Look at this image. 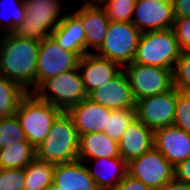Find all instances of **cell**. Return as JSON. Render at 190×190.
I'll use <instances>...</instances> for the list:
<instances>
[{
	"label": "cell",
	"mask_w": 190,
	"mask_h": 190,
	"mask_svg": "<svg viewBox=\"0 0 190 190\" xmlns=\"http://www.w3.org/2000/svg\"><path fill=\"white\" fill-rule=\"evenodd\" d=\"M40 42L5 33L0 41V76L26 92L37 89V60Z\"/></svg>",
	"instance_id": "6da1fadb"
},
{
	"label": "cell",
	"mask_w": 190,
	"mask_h": 190,
	"mask_svg": "<svg viewBox=\"0 0 190 190\" xmlns=\"http://www.w3.org/2000/svg\"><path fill=\"white\" fill-rule=\"evenodd\" d=\"M80 136L67 112L53 122L46 138L36 148V158L49 163L78 160Z\"/></svg>",
	"instance_id": "7a4b0ae2"
},
{
	"label": "cell",
	"mask_w": 190,
	"mask_h": 190,
	"mask_svg": "<svg viewBox=\"0 0 190 190\" xmlns=\"http://www.w3.org/2000/svg\"><path fill=\"white\" fill-rule=\"evenodd\" d=\"M61 113L60 109L40 99L34 92H27L20 100L15 115L26 139L37 148Z\"/></svg>",
	"instance_id": "3957f363"
},
{
	"label": "cell",
	"mask_w": 190,
	"mask_h": 190,
	"mask_svg": "<svg viewBox=\"0 0 190 190\" xmlns=\"http://www.w3.org/2000/svg\"><path fill=\"white\" fill-rule=\"evenodd\" d=\"M26 16L21 25L12 33L19 38L37 42L49 37L53 30L62 22L59 17L60 0H23ZM56 20V21H55Z\"/></svg>",
	"instance_id": "277c9868"
},
{
	"label": "cell",
	"mask_w": 190,
	"mask_h": 190,
	"mask_svg": "<svg viewBox=\"0 0 190 190\" xmlns=\"http://www.w3.org/2000/svg\"><path fill=\"white\" fill-rule=\"evenodd\" d=\"M180 53L181 50L172 28L156 30L141 33L133 62L174 69Z\"/></svg>",
	"instance_id": "5b68a950"
},
{
	"label": "cell",
	"mask_w": 190,
	"mask_h": 190,
	"mask_svg": "<svg viewBox=\"0 0 190 190\" xmlns=\"http://www.w3.org/2000/svg\"><path fill=\"white\" fill-rule=\"evenodd\" d=\"M79 68H74L45 80L34 93L42 100L67 112L73 106L88 98ZM51 95H50V94Z\"/></svg>",
	"instance_id": "8992f818"
},
{
	"label": "cell",
	"mask_w": 190,
	"mask_h": 190,
	"mask_svg": "<svg viewBox=\"0 0 190 190\" xmlns=\"http://www.w3.org/2000/svg\"><path fill=\"white\" fill-rule=\"evenodd\" d=\"M141 32L131 22L110 21L97 55L124 67L133 62Z\"/></svg>",
	"instance_id": "52a82bcc"
},
{
	"label": "cell",
	"mask_w": 190,
	"mask_h": 190,
	"mask_svg": "<svg viewBox=\"0 0 190 190\" xmlns=\"http://www.w3.org/2000/svg\"><path fill=\"white\" fill-rule=\"evenodd\" d=\"M124 68L135 101L164 93L174 87L173 69L134 62L125 65Z\"/></svg>",
	"instance_id": "ba28073f"
},
{
	"label": "cell",
	"mask_w": 190,
	"mask_h": 190,
	"mask_svg": "<svg viewBox=\"0 0 190 190\" xmlns=\"http://www.w3.org/2000/svg\"><path fill=\"white\" fill-rule=\"evenodd\" d=\"M127 165L128 174L152 190H160L174 178V167L154 146Z\"/></svg>",
	"instance_id": "9c48e42d"
},
{
	"label": "cell",
	"mask_w": 190,
	"mask_h": 190,
	"mask_svg": "<svg viewBox=\"0 0 190 190\" xmlns=\"http://www.w3.org/2000/svg\"><path fill=\"white\" fill-rule=\"evenodd\" d=\"M177 89H172L136 101V117L153 131L173 125L176 112Z\"/></svg>",
	"instance_id": "30bf717a"
},
{
	"label": "cell",
	"mask_w": 190,
	"mask_h": 190,
	"mask_svg": "<svg viewBox=\"0 0 190 190\" xmlns=\"http://www.w3.org/2000/svg\"><path fill=\"white\" fill-rule=\"evenodd\" d=\"M80 57L64 50L51 37L40 42L37 60V88L48 78L78 67Z\"/></svg>",
	"instance_id": "8fae6325"
},
{
	"label": "cell",
	"mask_w": 190,
	"mask_h": 190,
	"mask_svg": "<svg viewBox=\"0 0 190 190\" xmlns=\"http://www.w3.org/2000/svg\"><path fill=\"white\" fill-rule=\"evenodd\" d=\"M133 15L131 23L141 33L173 28L175 20L171 0H136Z\"/></svg>",
	"instance_id": "7c38bea8"
},
{
	"label": "cell",
	"mask_w": 190,
	"mask_h": 190,
	"mask_svg": "<svg viewBox=\"0 0 190 190\" xmlns=\"http://www.w3.org/2000/svg\"><path fill=\"white\" fill-rule=\"evenodd\" d=\"M78 68L83 71L80 75L87 93L101 88L102 85L113 80L124 70L117 62L91 52L80 58Z\"/></svg>",
	"instance_id": "4fadbf2b"
},
{
	"label": "cell",
	"mask_w": 190,
	"mask_h": 190,
	"mask_svg": "<svg viewBox=\"0 0 190 190\" xmlns=\"http://www.w3.org/2000/svg\"><path fill=\"white\" fill-rule=\"evenodd\" d=\"M154 147L175 167L190 157V134L170 125L154 131Z\"/></svg>",
	"instance_id": "5bb4252c"
},
{
	"label": "cell",
	"mask_w": 190,
	"mask_h": 190,
	"mask_svg": "<svg viewBox=\"0 0 190 190\" xmlns=\"http://www.w3.org/2000/svg\"><path fill=\"white\" fill-rule=\"evenodd\" d=\"M88 99L110 109L136 107V101L124 70L101 88L90 91Z\"/></svg>",
	"instance_id": "9a60e30c"
},
{
	"label": "cell",
	"mask_w": 190,
	"mask_h": 190,
	"mask_svg": "<svg viewBox=\"0 0 190 190\" xmlns=\"http://www.w3.org/2000/svg\"><path fill=\"white\" fill-rule=\"evenodd\" d=\"M112 109L86 98L67 111L79 136L89 133L104 132Z\"/></svg>",
	"instance_id": "2e32d148"
},
{
	"label": "cell",
	"mask_w": 190,
	"mask_h": 190,
	"mask_svg": "<svg viewBox=\"0 0 190 190\" xmlns=\"http://www.w3.org/2000/svg\"><path fill=\"white\" fill-rule=\"evenodd\" d=\"M118 145L121 158L129 163L154 146V131L136 118L125 130Z\"/></svg>",
	"instance_id": "e0dca14e"
},
{
	"label": "cell",
	"mask_w": 190,
	"mask_h": 190,
	"mask_svg": "<svg viewBox=\"0 0 190 190\" xmlns=\"http://www.w3.org/2000/svg\"><path fill=\"white\" fill-rule=\"evenodd\" d=\"M53 184L60 190H99L90 176L88 165L80 160L56 164Z\"/></svg>",
	"instance_id": "ac0fdd59"
},
{
	"label": "cell",
	"mask_w": 190,
	"mask_h": 190,
	"mask_svg": "<svg viewBox=\"0 0 190 190\" xmlns=\"http://www.w3.org/2000/svg\"><path fill=\"white\" fill-rule=\"evenodd\" d=\"M82 21L85 30V53L89 47L99 49L104 41L109 26V19L100 5H84L74 12Z\"/></svg>",
	"instance_id": "d6986e66"
},
{
	"label": "cell",
	"mask_w": 190,
	"mask_h": 190,
	"mask_svg": "<svg viewBox=\"0 0 190 190\" xmlns=\"http://www.w3.org/2000/svg\"><path fill=\"white\" fill-rule=\"evenodd\" d=\"M64 50L76 53L80 58L85 53V30L81 19L75 14H66L50 35Z\"/></svg>",
	"instance_id": "ffe728a7"
},
{
	"label": "cell",
	"mask_w": 190,
	"mask_h": 190,
	"mask_svg": "<svg viewBox=\"0 0 190 190\" xmlns=\"http://www.w3.org/2000/svg\"><path fill=\"white\" fill-rule=\"evenodd\" d=\"M121 157L118 142L104 132L80 135L78 160L90 163L88 160L97 158Z\"/></svg>",
	"instance_id": "44dd1931"
},
{
	"label": "cell",
	"mask_w": 190,
	"mask_h": 190,
	"mask_svg": "<svg viewBox=\"0 0 190 190\" xmlns=\"http://www.w3.org/2000/svg\"><path fill=\"white\" fill-rule=\"evenodd\" d=\"M94 160L96 161V163L98 162L97 164L100 163L104 165L103 167L105 168L109 165V167H111L109 168V170L111 169L114 173V175L111 173L113 176L109 175L108 177V175H104V173L101 174L100 171L98 172V165L95 166V170H91L90 167L88 168L90 176L95 180L96 186L99 190H114L128 173V165L121 157H101Z\"/></svg>",
	"instance_id": "7402d4cb"
},
{
	"label": "cell",
	"mask_w": 190,
	"mask_h": 190,
	"mask_svg": "<svg viewBox=\"0 0 190 190\" xmlns=\"http://www.w3.org/2000/svg\"><path fill=\"white\" fill-rule=\"evenodd\" d=\"M35 158L36 148L26 139L0 150V168H25Z\"/></svg>",
	"instance_id": "603a6c76"
},
{
	"label": "cell",
	"mask_w": 190,
	"mask_h": 190,
	"mask_svg": "<svg viewBox=\"0 0 190 190\" xmlns=\"http://www.w3.org/2000/svg\"><path fill=\"white\" fill-rule=\"evenodd\" d=\"M55 163L35 158L24 168V190H48L53 184Z\"/></svg>",
	"instance_id": "cb8c5ba5"
},
{
	"label": "cell",
	"mask_w": 190,
	"mask_h": 190,
	"mask_svg": "<svg viewBox=\"0 0 190 190\" xmlns=\"http://www.w3.org/2000/svg\"><path fill=\"white\" fill-rule=\"evenodd\" d=\"M26 93L18 84L0 76V118L15 115Z\"/></svg>",
	"instance_id": "d4e9b609"
},
{
	"label": "cell",
	"mask_w": 190,
	"mask_h": 190,
	"mask_svg": "<svg viewBox=\"0 0 190 190\" xmlns=\"http://www.w3.org/2000/svg\"><path fill=\"white\" fill-rule=\"evenodd\" d=\"M135 108L112 109L108 118L107 129H104L110 138L119 142L127 127L136 119Z\"/></svg>",
	"instance_id": "484cf974"
},
{
	"label": "cell",
	"mask_w": 190,
	"mask_h": 190,
	"mask_svg": "<svg viewBox=\"0 0 190 190\" xmlns=\"http://www.w3.org/2000/svg\"><path fill=\"white\" fill-rule=\"evenodd\" d=\"M25 140L24 130L16 115L0 118V150Z\"/></svg>",
	"instance_id": "4316f807"
},
{
	"label": "cell",
	"mask_w": 190,
	"mask_h": 190,
	"mask_svg": "<svg viewBox=\"0 0 190 190\" xmlns=\"http://www.w3.org/2000/svg\"><path fill=\"white\" fill-rule=\"evenodd\" d=\"M136 0H105L100 6L109 21L131 22Z\"/></svg>",
	"instance_id": "83f0119b"
},
{
	"label": "cell",
	"mask_w": 190,
	"mask_h": 190,
	"mask_svg": "<svg viewBox=\"0 0 190 190\" xmlns=\"http://www.w3.org/2000/svg\"><path fill=\"white\" fill-rule=\"evenodd\" d=\"M174 87L190 93V51H181L173 69Z\"/></svg>",
	"instance_id": "f1b7e54d"
},
{
	"label": "cell",
	"mask_w": 190,
	"mask_h": 190,
	"mask_svg": "<svg viewBox=\"0 0 190 190\" xmlns=\"http://www.w3.org/2000/svg\"><path fill=\"white\" fill-rule=\"evenodd\" d=\"M173 125L190 134V93L178 89Z\"/></svg>",
	"instance_id": "f546056e"
},
{
	"label": "cell",
	"mask_w": 190,
	"mask_h": 190,
	"mask_svg": "<svg viewBox=\"0 0 190 190\" xmlns=\"http://www.w3.org/2000/svg\"><path fill=\"white\" fill-rule=\"evenodd\" d=\"M24 168H0V190H24Z\"/></svg>",
	"instance_id": "4dcf8cb0"
},
{
	"label": "cell",
	"mask_w": 190,
	"mask_h": 190,
	"mask_svg": "<svg viewBox=\"0 0 190 190\" xmlns=\"http://www.w3.org/2000/svg\"><path fill=\"white\" fill-rule=\"evenodd\" d=\"M173 31L181 51H190V17L174 20Z\"/></svg>",
	"instance_id": "1f68e13d"
},
{
	"label": "cell",
	"mask_w": 190,
	"mask_h": 190,
	"mask_svg": "<svg viewBox=\"0 0 190 190\" xmlns=\"http://www.w3.org/2000/svg\"><path fill=\"white\" fill-rule=\"evenodd\" d=\"M16 2L18 4V7H16V5L14 6L16 9L14 8L15 11L13 12V14L12 13L10 14L11 17H9V19H5L6 25L1 26V29L2 28L5 29L6 33H12L19 25H21L23 23L24 18L26 16L24 1L18 0ZM14 4H15V2H14ZM0 15H1V12H0ZM0 18H1L0 23L2 24L3 23L2 15L0 16Z\"/></svg>",
	"instance_id": "d6a6232c"
},
{
	"label": "cell",
	"mask_w": 190,
	"mask_h": 190,
	"mask_svg": "<svg viewBox=\"0 0 190 190\" xmlns=\"http://www.w3.org/2000/svg\"><path fill=\"white\" fill-rule=\"evenodd\" d=\"M114 190H152L145 185L142 181L133 178L128 173L124 179L116 186Z\"/></svg>",
	"instance_id": "836d02e7"
},
{
	"label": "cell",
	"mask_w": 190,
	"mask_h": 190,
	"mask_svg": "<svg viewBox=\"0 0 190 190\" xmlns=\"http://www.w3.org/2000/svg\"><path fill=\"white\" fill-rule=\"evenodd\" d=\"M174 178L190 184V157L174 167Z\"/></svg>",
	"instance_id": "e575fe53"
},
{
	"label": "cell",
	"mask_w": 190,
	"mask_h": 190,
	"mask_svg": "<svg viewBox=\"0 0 190 190\" xmlns=\"http://www.w3.org/2000/svg\"><path fill=\"white\" fill-rule=\"evenodd\" d=\"M174 18L190 17V0H171Z\"/></svg>",
	"instance_id": "d590c367"
},
{
	"label": "cell",
	"mask_w": 190,
	"mask_h": 190,
	"mask_svg": "<svg viewBox=\"0 0 190 190\" xmlns=\"http://www.w3.org/2000/svg\"><path fill=\"white\" fill-rule=\"evenodd\" d=\"M160 190H190V184L173 178Z\"/></svg>",
	"instance_id": "8d00e7d4"
},
{
	"label": "cell",
	"mask_w": 190,
	"mask_h": 190,
	"mask_svg": "<svg viewBox=\"0 0 190 190\" xmlns=\"http://www.w3.org/2000/svg\"><path fill=\"white\" fill-rule=\"evenodd\" d=\"M103 3V0H90L86 2V5H101Z\"/></svg>",
	"instance_id": "74e56055"
},
{
	"label": "cell",
	"mask_w": 190,
	"mask_h": 190,
	"mask_svg": "<svg viewBox=\"0 0 190 190\" xmlns=\"http://www.w3.org/2000/svg\"><path fill=\"white\" fill-rule=\"evenodd\" d=\"M48 190H60V188L52 184Z\"/></svg>",
	"instance_id": "f35d334b"
}]
</instances>
